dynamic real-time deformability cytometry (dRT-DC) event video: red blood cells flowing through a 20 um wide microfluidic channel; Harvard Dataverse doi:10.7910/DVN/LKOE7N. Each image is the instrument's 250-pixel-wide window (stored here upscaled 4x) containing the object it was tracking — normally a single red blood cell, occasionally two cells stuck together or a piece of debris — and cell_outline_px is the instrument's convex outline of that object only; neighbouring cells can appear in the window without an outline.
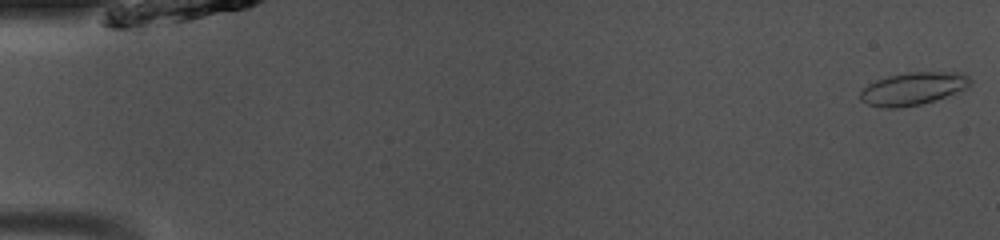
{"species": "common noctule bat (a hibernating species)", "species_latin": "Nyctalus noctula", "temperature_condition": "room temperature", "stored_images_in_passage": 49, "camera_frame_rate_fps": 3000, "um_per_image_px": 0.085, "animal": {"sex": "male", "body_mass_g": 13.0, "forearm_length_mm": 53.1}, "frame": {"image": 1, "passage_image": 1, "time_ms": 0.0, "image_size_px": [1000, 240], "cell_outline_px": [[972, 84], [968, 88], [936, 100], [920, 104], [900, 108], [884, 108], [868, 104], [860, 100], [860, 92], [868, 84], [876, 80], [888, 76], [904, 72], [960, 72], [968, 76], [972, 80]], "centroid_in_image_um": [77.63, 7.53], "position_along_channel_um": 7.4, "area_um2": 21.15}}
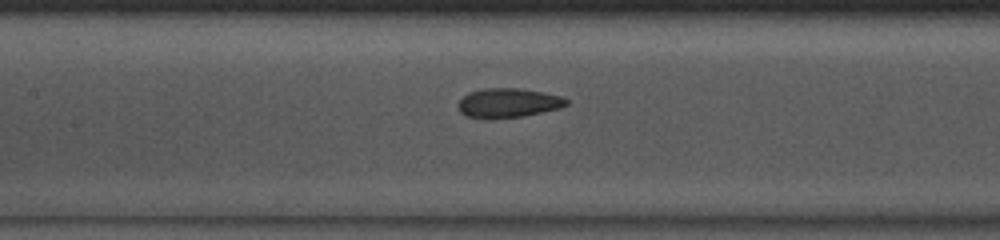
{"frame": {"image": 2, "passage_image": 23, "time_ms": 7.333, "image_size_px": [1000, 240], "cell_outline_px": [[568, 104], [560, 108], [524, 116], [468, 116], [460, 112], [460, 100], [468, 92], [484, 88], [520, 88], [564, 96], [568, 100]], "centroid_in_image_um": [43.28, 8.7], "position_along_channel_um": 164.1, "area_um2": 17.86}}
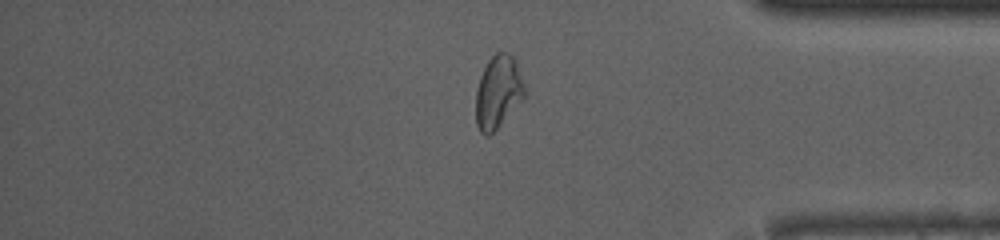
{"frame": {"image": 3, "passage_image": 41, "time_ms": 13.333, "image_size_px": [1000, 240], "cell_outline_px": [[528, 92], [496, 128], [488, 136], [484, 136], [480, 132], [476, 124], [476, 92], [480, 76], [488, 60], [496, 52], [508, 52], [516, 60]], "centroid_in_image_um": [42.35, 7.78], "position_along_channel_um": 392.9, "area_um2": 20.63}, "authors_computed_cell_mechanics": {"area_um2": 19.5364, "velocity_mm_per_s": 4.1143, "shape_relaxation_time_tau1_ms": 5.6676, "shape_relaxation_time_tau2_ms": 1.7496, "deformation_change_tau1": 0.1455, "deformation_change_tau2": 0.0457}}